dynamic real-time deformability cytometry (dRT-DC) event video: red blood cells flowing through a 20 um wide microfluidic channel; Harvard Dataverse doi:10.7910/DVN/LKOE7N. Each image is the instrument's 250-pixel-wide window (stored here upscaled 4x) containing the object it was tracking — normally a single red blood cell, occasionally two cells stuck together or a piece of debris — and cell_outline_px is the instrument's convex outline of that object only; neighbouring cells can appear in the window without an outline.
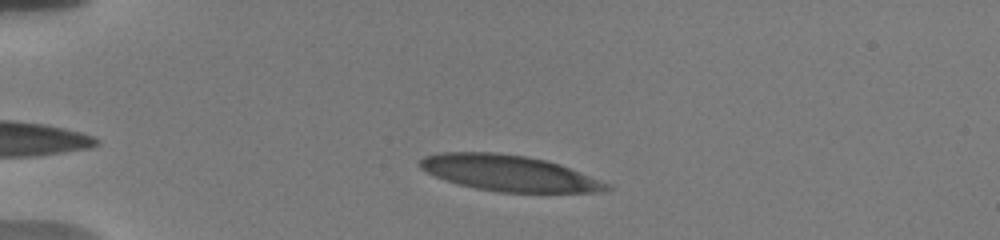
{"species": "human", "species_latin": "Homo sapiens", "temperature_condition": "warm", "stored_images_in_passage": 45, "camera_frame_rate_fps": 3000, "um_per_image_px": 0.085, "donor": {"sex": "male"}, "frame": {"image": 1, "passage_image": 9, "time_ms": 2.667, "image_size_px": [1000, 240], "cell_outline_px": [[604, 188], [584, 192], [508, 192], [484, 188], [464, 184], [428, 172], [420, 164], [420, 160], [428, 156], [456, 152], [484, 152], [520, 156], [540, 160], [556, 164], [592, 180]], "centroid_in_image_um": [43.08, 14.7], "position_along_channel_um": 41.9, "area_um2": 35.37}}
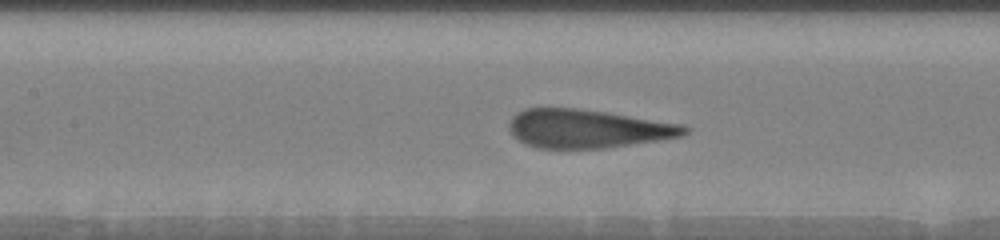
{"frame": {"image": 2, "passage_image": 22, "time_ms": 7.0, "image_size_px": [1000, 240], "cell_outline_px": [[684, 132], [676, 136], [592, 148], [548, 148], [532, 144], [516, 136], [512, 132], [512, 120], [520, 112], [528, 108], [564, 108], [596, 112], [668, 124], [684, 128]], "centroid_in_image_um": [49.74, 10.94], "position_along_channel_um": 157.7, "area_um2": 35.37}}
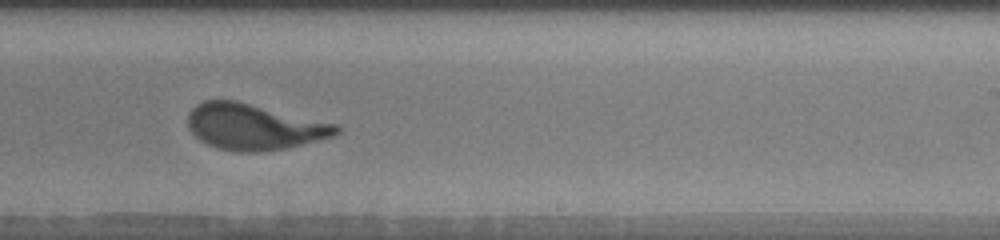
{"frame": {"image": 3, "passage_image": 31, "time_ms": 10.0, "image_size_px": [1000, 240], "cell_outline_px": [[340, 128], [336, 132], [328, 136], [280, 148], [224, 148], [212, 144], [196, 136], [188, 124], [188, 116], [192, 108], [208, 100], [232, 100], [332, 124]], "centroid_in_image_um": [21.49, 10.71], "position_along_channel_um": 267.5, "area_um2": 36.18}}